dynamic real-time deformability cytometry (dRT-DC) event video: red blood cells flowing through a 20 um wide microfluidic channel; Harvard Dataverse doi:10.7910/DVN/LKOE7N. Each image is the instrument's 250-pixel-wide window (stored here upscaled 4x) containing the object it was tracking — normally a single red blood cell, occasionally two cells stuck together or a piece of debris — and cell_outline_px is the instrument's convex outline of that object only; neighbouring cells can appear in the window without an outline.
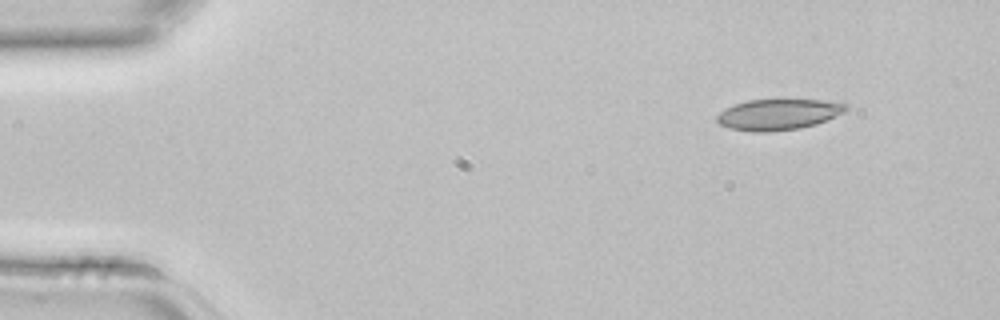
{"species": "common noctule bat (a hibernating species)", "species_latin": "Nyctalus noctula", "temperature_condition": "room temperature", "stored_images_in_passage": 3, "camera_frame_rate_fps": 3000, "um_per_image_px": 0.085, "animal": {"sex": "female", "body_mass_g": 22.7, "forearm_length_mm": 54.2}, "frame": {"image": 1, "passage_image": 1, "time_ms": 0.0, "image_size_px": [1000, 320], "cell_outline_px": [[848, 108], [844, 112], [816, 124], [800, 128], [772, 132], [752, 132], [728, 128], [720, 124], [716, 120], [716, 116], [724, 108], [748, 100], [824, 100], [848, 104]], "centroid_in_image_um": [66.13, 9.74], "position_along_channel_um": 18.9, "area_um2": 23.24}}